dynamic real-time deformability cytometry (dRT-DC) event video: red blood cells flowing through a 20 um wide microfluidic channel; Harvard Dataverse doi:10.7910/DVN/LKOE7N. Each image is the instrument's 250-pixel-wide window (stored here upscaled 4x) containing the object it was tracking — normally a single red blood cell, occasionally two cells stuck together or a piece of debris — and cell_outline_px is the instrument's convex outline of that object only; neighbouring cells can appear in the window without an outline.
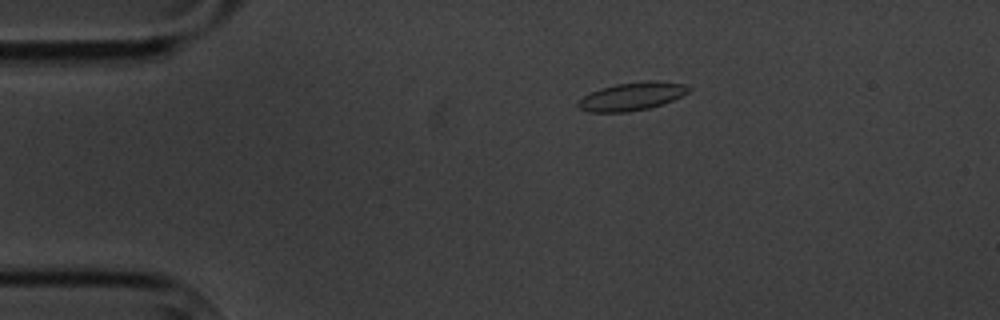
{"species": "common noctule bat (a hibernating species)", "species_latin": "Nyctalus noctula", "temperature_condition": "cold", "stored_images_in_passage": 4, "camera_frame_rate_fps": 3000, "um_per_image_px": 0.085, "animal": {"sex": "male", "body_mass_g": 20.1, "forearm_length_mm": 53.5}, "frame": {"image": 1, "passage_image": 1, "time_ms": 0.0, "image_size_px": [1000, 320], "cell_outline_px": [[692, 88], [688, 92], [672, 100], [648, 108], [628, 112], [588, 112], [580, 108], [576, 104], [584, 96], [600, 88], [616, 84], [648, 80], [656, 80], [684, 84]], "centroid_in_image_um": [53.71, 8.18], "position_along_channel_um": 31.3, "area_um2": 17.92}}
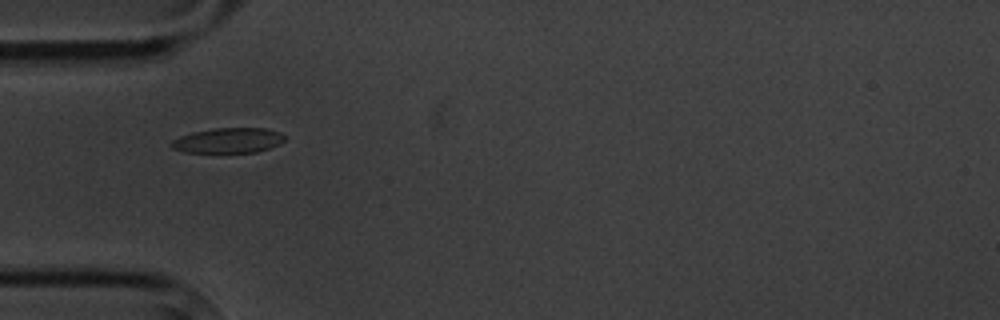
{"frame": {"image": 2, "passage_image": 3, "time_ms": 2.333, "image_size_px": [1000, 320], "cell_outline_px": [[284, 140], [268, 148], [256, 152], [184, 152], [172, 148], [168, 144], [172, 140], [180, 136], [192, 132], [212, 128], [268, 128], [280, 132], [284, 136]], "centroid_in_image_um": [19.35, 11.92], "position_along_channel_um": 65.7, "area_um2": 16.53}}
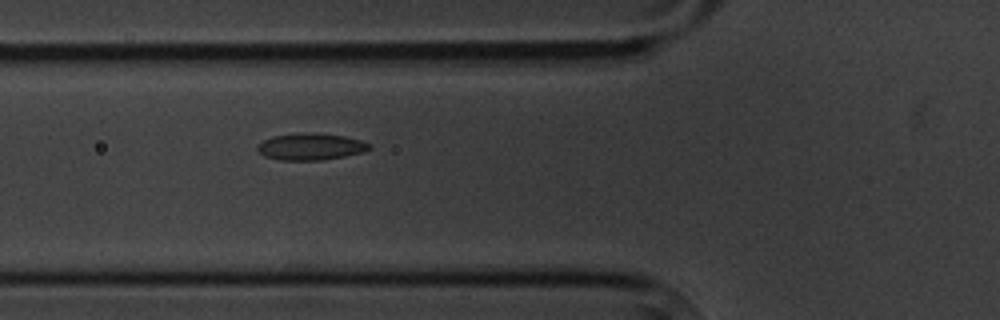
{"frame": {"image": 3, "passage_image": 4, "time_ms": 3.333, "image_size_px": [1000, 320], "cell_outline_px": [[372, 148], [364, 152], [324, 160], [280, 160], [264, 156], [256, 148], [256, 144], [272, 136], [300, 132], [304, 132], [344, 136], [360, 140], [372, 144]], "centroid_in_image_um": [26.4, 12.46], "position_along_channel_um": 99.4, "area_um2": 17.57}}